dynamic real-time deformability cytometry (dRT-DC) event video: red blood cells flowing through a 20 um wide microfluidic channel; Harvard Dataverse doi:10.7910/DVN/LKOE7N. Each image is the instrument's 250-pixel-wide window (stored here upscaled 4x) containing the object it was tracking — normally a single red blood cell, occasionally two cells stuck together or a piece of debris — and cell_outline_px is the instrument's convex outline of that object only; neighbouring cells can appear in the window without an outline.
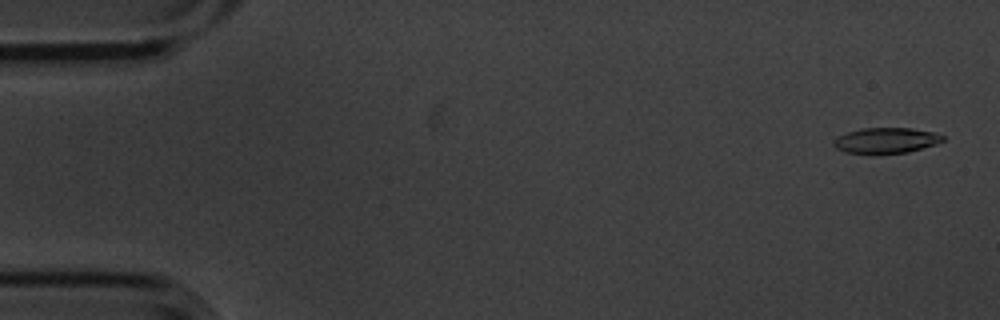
{"species": "common noctule bat (a hibernating species)", "species_latin": "Nyctalus noctula", "temperature_condition": "cold", "stored_images_in_passage": 5, "camera_frame_rate_fps": 3000, "um_per_image_px": 0.085, "animal": {"sex": "male", "body_mass_g": 20.1, "forearm_length_mm": 53.5}, "frame": {"image": 1, "passage_image": 1, "time_ms": 0.0, "image_size_px": [1000, 320], "cell_outline_px": [[944, 140], [936, 144], [908, 152], [844, 152], [836, 148], [832, 144], [832, 140], [836, 136], [860, 128], [912, 128], [936, 132], [944, 136]], "centroid_in_image_um": [75.31, 11.9], "position_along_channel_um": 9.7, "area_um2": 16.07}}
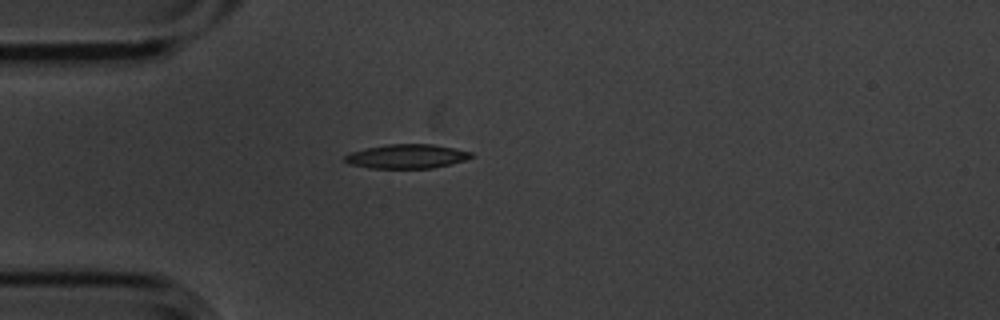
{"frame": {"image": 2, "passage_image": 5, "time_ms": 1.333, "image_size_px": [1000, 320], "cell_outline_px": [[476, 156], [452, 164], [432, 168], [368, 168], [348, 164], [344, 160], [344, 156], [352, 152], [368, 148], [388, 144], [432, 144], [472, 152]], "centroid_in_image_um": [34.59, 13.3], "position_along_channel_um": 50.4, "area_um2": 17.74}}